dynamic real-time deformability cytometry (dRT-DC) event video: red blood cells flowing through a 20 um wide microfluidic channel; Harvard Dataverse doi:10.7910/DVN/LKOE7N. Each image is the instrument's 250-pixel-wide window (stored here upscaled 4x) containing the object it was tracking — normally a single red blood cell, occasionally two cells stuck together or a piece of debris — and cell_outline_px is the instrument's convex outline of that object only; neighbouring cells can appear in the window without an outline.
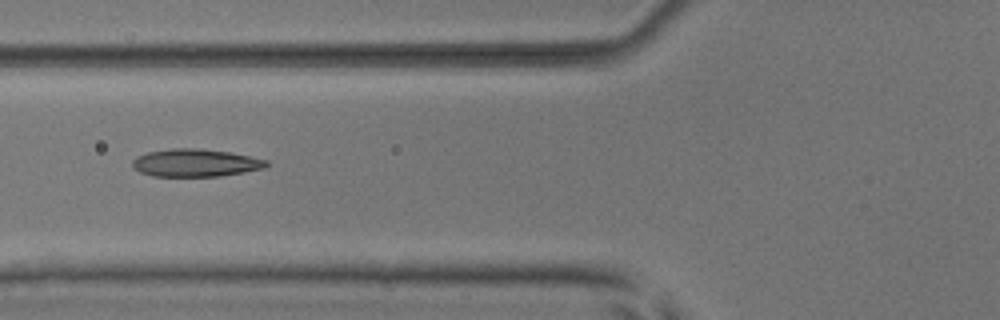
{"species": "common noctule bat (a hibernating species)", "species_latin": "Nyctalus noctula", "temperature_condition": "room temperature", "stored_images_in_passage": 9, "camera_frame_rate_fps": 3000, "um_per_image_px": 0.085, "animal": {"sex": "male", "body_mass_g": 17.9, "forearm_length_mm": 54.2}, "frame": {"image": 1, "passage_image": 6, "time_ms": 1.667, "image_size_px": [1000, 320], "cell_outline_px": [[268, 164], [264, 168], [244, 172], [220, 176], [152, 176], [140, 172], [132, 168], [132, 160], [136, 156], [148, 152], [172, 148], [196, 148], [228, 152], [268, 160]], "centroid_in_image_um": [16.57, 13.84], "position_along_channel_um": 109.2, "area_um2": 21.56}}
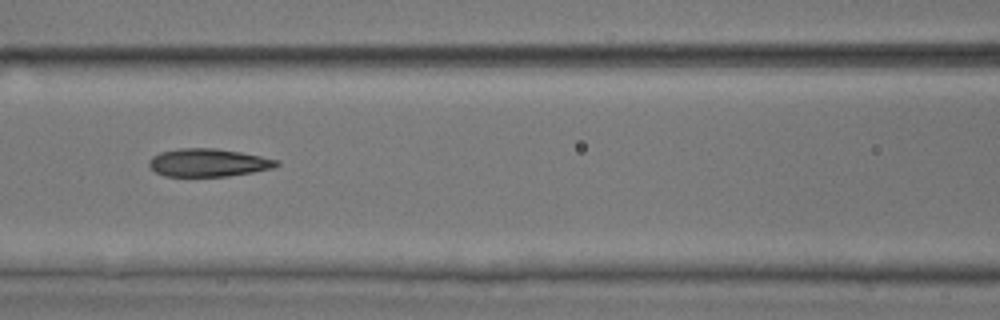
{"frame": {"image": 2, "passage_image": 7, "time_ms": 2.0, "image_size_px": [1000, 320], "cell_outline_px": [[280, 164], [272, 168], [252, 172], [228, 176], [164, 176], [156, 172], [148, 164], [148, 160], [152, 156], [160, 152], [180, 148], [216, 148], [240, 152], [280, 160]], "centroid_in_image_um": [17.69, 13.82], "position_along_channel_um": 148.9, "area_um2": 20.75}}
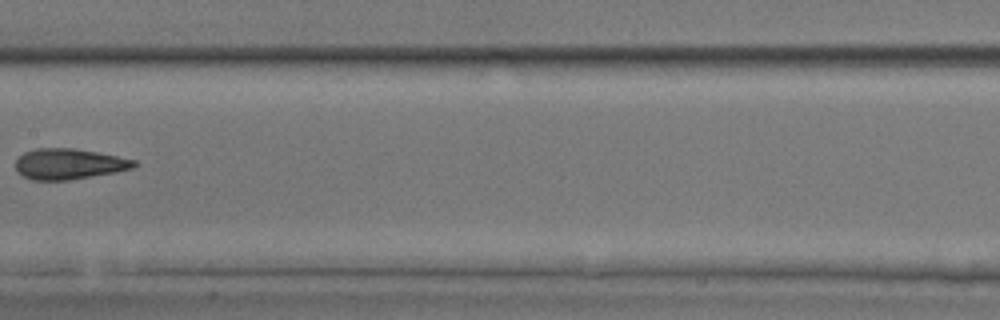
{"frame": {"image": 3, "passage_image": 8, "time_ms": 2.333, "image_size_px": [1000, 320], "cell_outline_px": [[136, 164], [132, 168], [116, 172], [68, 180], [32, 180], [16, 172], [16, 160], [24, 152], [36, 148], [72, 148], [96, 152], [136, 160]], "centroid_in_image_um": [5.82, 13.94], "position_along_channel_um": 201.6, "area_um2": 21.04}}